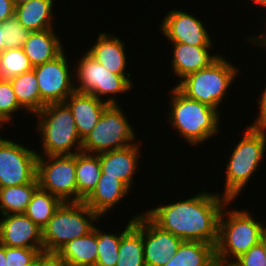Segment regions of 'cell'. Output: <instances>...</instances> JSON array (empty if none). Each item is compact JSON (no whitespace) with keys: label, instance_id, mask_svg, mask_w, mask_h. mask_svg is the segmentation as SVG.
Here are the masks:
<instances>
[{"label":"cell","instance_id":"obj_16","mask_svg":"<svg viewBox=\"0 0 266 266\" xmlns=\"http://www.w3.org/2000/svg\"><path fill=\"white\" fill-rule=\"evenodd\" d=\"M138 142L140 141L121 149L96 154L100 160L101 173H105V176L119 178L132 189L134 176L136 171L139 170V160H141L140 149L142 144Z\"/></svg>","mask_w":266,"mask_h":266},{"label":"cell","instance_id":"obj_34","mask_svg":"<svg viewBox=\"0 0 266 266\" xmlns=\"http://www.w3.org/2000/svg\"><path fill=\"white\" fill-rule=\"evenodd\" d=\"M43 251V248H20L6 246V266H26L32 263Z\"/></svg>","mask_w":266,"mask_h":266},{"label":"cell","instance_id":"obj_33","mask_svg":"<svg viewBox=\"0 0 266 266\" xmlns=\"http://www.w3.org/2000/svg\"><path fill=\"white\" fill-rule=\"evenodd\" d=\"M1 29L3 30L5 49L22 48L31 33L15 16L1 22Z\"/></svg>","mask_w":266,"mask_h":266},{"label":"cell","instance_id":"obj_9","mask_svg":"<svg viewBox=\"0 0 266 266\" xmlns=\"http://www.w3.org/2000/svg\"><path fill=\"white\" fill-rule=\"evenodd\" d=\"M124 113L120 103L109 105L96 126L82 140V152L99 154L137 143L139 138L136 139L137 134Z\"/></svg>","mask_w":266,"mask_h":266},{"label":"cell","instance_id":"obj_28","mask_svg":"<svg viewBox=\"0 0 266 266\" xmlns=\"http://www.w3.org/2000/svg\"><path fill=\"white\" fill-rule=\"evenodd\" d=\"M127 221L124 229L120 233H107L106 231L95 226V232L97 234V250L98 258L95 266H116L117 259L119 256L118 249L120 245L121 237L133 226V218Z\"/></svg>","mask_w":266,"mask_h":266},{"label":"cell","instance_id":"obj_15","mask_svg":"<svg viewBox=\"0 0 266 266\" xmlns=\"http://www.w3.org/2000/svg\"><path fill=\"white\" fill-rule=\"evenodd\" d=\"M0 244L8 247L43 248L42 229L24 213L2 215Z\"/></svg>","mask_w":266,"mask_h":266},{"label":"cell","instance_id":"obj_24","mask_svg":"<svg viewBox=\"0 0 266 266\" xmlns=\"http://www.w3.org/2000/svg\"><path fill=\"white\" fill-rule=\"evenodd\" d=\"M215 245L200 241H182L177 253L164 266H216Z\"/></svg>","mask_w":266,"mask_h":266},{"label":"cell","instance_id":"obj_12","mask_svg":"<svg viewBox=\"0 0 266 266\" xmlns=\"http://www.w3.org/2000/svg\"><path fill=\"white\" fill-rule=\"evenodd\" d=\"M67 59L63 51L55 59L33 68L45 104L64 102L75 91L74 69Z\"/></svg>","mask_w":266,"mask_h":266},{"label":"cell","instance_id":"obj_43","mask_svg":"<svg viewBox=\"0 0 266 266\" xmlns=\"http://www.w3.org/2000/svg\"><path fill=\"white\" fill-rule=\"evenodd\" d=\"M251 1L253 2L254 5L258 4L264 9L266 7V0H251Z\"/></svg>","mask_w":266,"mask_h":266},{"label":"cell","instance_id":"obj_18","mask_svg":"<svg viewBox=\"0 0 266 266\" xmlns=\"http://www.w3.org/2000/svg\"><path fill=\"white\" fill-rule=\"evenodd\" d=\"M64 102L72 112L81 140L92 131L103 111L109 106L92 94L77 91H74Z\"/></svg>","mask_w":266,"mask_h":266},{"label":"cell","instance_id":"obj_30","mask_svg":"<svg viewBox=\"0 0 266 266\" xmlns=\"http://www.w3.org/2000/svg\"><path fill=\"white\" fill-rule=\"evenodd\" d=\"M116 266H145L142 233L133 225L120 240Z\"/></svg>","mask_w":266,"mask_h":266},{"label":"cell","instance_id":"obj_7","mask_svg":"<svg viewBox=\"0 0 266 266\" xmlns=\"http://www.w3.org/2000/svg\"><path fill=\"white\" fill-rule=\"evenodd\" d=\"M98 219L102 218L83 201L62 202L42 229L44 253H57L71 240L91 232Z\"/></svg>","mask_w":266,"mask_h":266},{"label":"cell","instance_id":"obj_29","mask_svg":"<svg viewBox=\"0 0 266 266\" xmlns=\"http://www.w3.org/2000/svg\"><path fill=\"white\" fill-rule=\"evenodd\" d=\"M61 203L62 201L57 196L38 188L24 214L43 229Z\"/></svg>","mask_w":266,"mask_h":266},{"label":"cell","instance_id":"obj_36","mask_svg":"<svg viewBox=\"0 0 266 266\" xmlns=\"http://www.w3.org/2000/svg\"><path fill=\"white\" fill-rule=\"evenodd\" d=\"M265 89V90H264ZM260 96H258L257 105H259V113L257 117L253 119V122L248 126L255 129L266 130V87H264Z\"/></svg>","mask_w":266,"mask_h":266},{"label":"cell","instance_id":"obj_5","mask_svg":"<svg viewBox=\"0 0 266 266\" xmlns=\"http://www.w3.org/2000/svg\"><path fill=\"white\" fill-rule=\"evenodd\" d=\"M42 150L38 155H73L82 152L72 112L65 102L46 104L34 115Z\"/></svg>","mask_w":266,"mask_h":266},{"label":"cell","instance_id":"obj_8","mask_svg":"<svg viewBox=\"0 0 266 266\" xmlns=\"http://www.w3.org/2000/svg\"><path fill=\"white\" fill-rule=\"evenodd\" d=\"M81 55L74 67L75 91L92 94L109 105H118L115 96L133 89L131 75L112 73L87 51ZM103 96L108 98L105 100Z\"/></svg>","mask_w":266,"mask_h":266},{"label":"cell","instance_id":"obj_25","mask_svg":"<svg viewBox=\"0 0 266 266\" xmlns=\"http://www.w3.org/2000/svg\"><path fill=\"white\" fill-rule=\"evenodd\" d=\"M10 82L13 86L19 105L24 109V113L35 115L46 104L41 100L38 80L35 71L20 74L12 77Z\"/></svg>","mask_w":266,"mask_h":266},{"label":"cell","instance_id":"obj_47","mask_svg":"<svg viewBox=\"0 0 266 266\" xmlns=\"http://www.w3.org/2000/svg\"><path fill=\"white\" fill-rule=\"evenodd\" d=\"M216 266H230V265H220V264H217Z\"/></svg>","mask_w":266,"mask_h":266},{"label":"cell","instance_id":"obj_17","mask_svg":"<svg viewBox=\"0 0 266 266\" xmlns=\"http://www.w3.org/2000/svg\"><path fill=\"white\" fill-rule=\"evenodd\" d=\"M173 46L171 66L173 75L177 76L178 82L190 73L196 72L209 66L221 54H211L213 46H192L188 44L170 42Z\"/></svg>","mask_w":266,"mask_h":266},{"label":"cell","instance_id":"obj_40","mask_svg":"<svg viewBox=\"0 0 266 266\" xmlns=\"http://www.w3.org/2000/svg\"><path fill=\"white\" fill-rule=\"evenodd\" d=\"M6 246L0 244V266H6Z\"/></svg>","mask_w":266,"mask_h":266},{"label":"cell","instance_id":"obj_11","mask_svg":"<svg viewBox=\"0 0 266 266\" xmlns=\"http://www.w3.org/2000/svg\"><path fill=\"white\" fill-rule=\"evenodd\" d=\"M9 138L0 142V188L28 184L36 179L37 150Z\"/></svg>","mask_w":266,"mask_h":266},{"label":"cell","instance_id":"obj_35","mask_svg":"<svg viewBox=\"0 0 266 266\" xmlns=\"http://www.w3.org/2000/svg\"><path fill=\"white\" fill-rule=\"evenodd\" d=\"M230 266H266V257L261 244L251 247Z\"/></svg>","mask_w":266,"mask_h":266},{"label":"cell","instance_id":"obj_20","mask_svg":"<svg viewBox=\"0 0 266 266\" xmlns=\"http://www.w3.org/2000/svg\"><path fill=\"white\" fill-rule=\"evenodd\" d=\"M124 43L115 34L113 36L102 32L98 34L95 43L86 51L112 73L131 75L125 71L128 61Z\"/></svg>","mask_w":266,"mask_h":266},{"label":"cell","instance_id":"obj_3","mask_svg":"<svg viewBox=\"0 0 266 266\" xmlns=\"http://www.w3.org/2000/svg\"><path fill=\"white\" fill-rule=\"evenodd\" d=\"M232 203L234 201L227 202L219 218L215 250L216 261L220 265H231L251 247L259 244L261 233L266 227V222L263 224L262 220L254 218V211L252 213L247 209H234L229 206Z\"/></svg>","mask_w":266,"mask_h":266},{"label":"cell","instance_id":"obj_38","mask_svg":"<svg viewBox=\"0 0 266 266\" xmlns=\"http://www.w3.org/2000/svg\"><path fill=\"white\" fill-rule=\"evenodd\" d=\"M15 15L13 0H0V22L6 21Z\"/></svg>","mask_w":266,"mask_h":266},{"label":"cell","instance_id":"obj_46","mask_svg":"<svg viewBox=\"0 0 266 266\" xmlns=\"http://www.w3.org/2000/svg\"><path fill=\"white\" fill-rule=\"evenodd\" d=\"M0 129H3V127H0ZM1 132V130H0ZM4 138L0 136V142L3 140Z\"/></svg>","mask_w":266,"mask_h":266},{"label":"cell","instance_id":"obj_37","mask_svg":"<svg viewBox=\"0 0 266 266\" xmlns=\"http://www.w3.org/2000/svg\"><path fill=\"white\" fill-rule=\"evenodd\" d=\"M38 266H66V264L56 253L42 252L38 256Z\"/></svg>","mask_w":266,"mask_h":266},{"label":"cell","instance_id":"obj_10","mask_svg":"<svg viewBox=\"0 0 266 266\" xmlns=\"http://www.w3.org/2000/svg\"><path fill=\"white\" fill-rule=\"evenodd\" d=\"M36 178L39 188L62 202H77L76 154L38 155Z\"/></svg>","mask_w":266,"mask_h":266},{"label":"cell","instance_id":"obj_1","mask_svg":"<svg viewBox=\"0 0 266 266\" xmlns=\"http://www.w3.org/2000/svg\"><path fill=\"white\" fill-rule=\"evenodd\" d=\"M229 200L218 192L202 190L194 196L144 211L162 229L182 241L218 242L219 218Z\"/></svg>","mask_w":266,"mask_h":266},{"label":"cell","instance_id":"obj_6","mask_svg":"<svg viewBox=\"0 0 266 266\" xmlns=\"http://www.w3.org/2000/svg\"><path fill=\"white\" fill-rule=\"evenodd\" d=\"M239 69L220 55L209 66L184 77L175 87L187 98L205 103L220 112L228 89L240 75Z\"/></svg>","mask_w":266,"mask_h":266},{"label":"cell","instance_id":"obj_13","mask_svg":"<svg viewBox=\"0 0 266 266\" xmlns=\"http://www.w3.org/2000/svg\"><path fill=\"white\" fill-rule=\"evenodd\" d=\"M142 233L145 266H164L177 253L182 240L158 226L144 211L133 218Z\"/></svg>","mask_w":266,"mask_h":266},{"label":"cell","instance_id":"obj_21","mask_svg":"<svg viewBox=\"0 0 266 266\" xmlns=\"http://www.w3.org/2000/svg\"><path fill=\"white\" fill-rule=\"evenodd\" d=\"M60 36L54 28L33 31L27 37L22 49L33 67L51 61L64 50Z\"/></svg>","mask_w":266,"mask_h":266},{"label":"cell","instance_id":"obj_23","mask_svg":"<svg viewBox=\"0 0 266 266\" xmlns=\"http://www.w3.org/2000/svg\"><path fill=\"white\" fill-rule=\"evenodd\" d=\"M56 254L66 266H95L98 258L95 226L91 232L65 244Z\"/></svg>","mask_w":266,"mask_h":266},{"label":"cell","instance_id":"obj_32","mask_svg":"<svg viewBox=\"0 0 266 266\" xmlns=\"http://www.w3.org/2000/svg\"><path fill=\"white\" fill-rule=\"evenodd\" d=\"M21 110L24 109L19 105L10 80L0 79V127L10 124L13 114Z\"/></svg>","mask_w":266,"mask_h":266},{"label":"cell","instance_id":"obj_45","mask_svg":"<svg viewBox=\"0 0 266 266\" xmlns=\"http://www.w3.org/2000/svg\"><path fill=\"white\" fill-rule=\"evenodd\" d=\"M26 266H38V257L32 263H30Z\"/></svg>","mask_w":266,"mask_h":266},{"label":"cell","instance_id":"obj_39","mask_svg":"<svg viewBox=\"0 0 266 266\" xmlns=\"http://www.w3.org/2000/svg\"><path fill=\"white\" fill-rule=\"evenodd\" d=\"M263 19L266 20V16ZM263 27H266V23L263 25ZM245 38V41H249L248 43L254 44L255 47H261V49L263 48V50H266V28L265 31L262 33L260 32L259 35L255 34L251 36H245Z\"/></svg>","mask_w":266,"mask_h":266},{"label":"cell","instance_id":"obj_22","mask_svg":"<svg viewBox=\"0 0 266 266\" xmlns=\"http://www.w3.org/2000/svg\"><path fill=\"white\" fill-rule=\"evenodd\" d=\"M54 0H30L15 6V17L31 32L54 28Z\"/></svg>","mask_w":266,"mask_h":266},{"label":"cell","instance_id":"obj_4","mask_svg":"<svg viewBox=\"0 0 266 266\" xmlns=\"http://www.w3.org/2000/svg\"><path fill=\"white\" fill-rule=\"evenodd\" d=\"M246 126L242 139L229 153V159L224 162L227 163L225 187L220 195L229 201H236L240 193L245 190L249 180L257 173V169H260L266 154V130Z\"/></svg>","mask_w":266,"mask_h":266},{"label":"cell","instance_id":"obj_27","mask_svg":"<svg viewBox=\"0 0 266 266\" xmlns=\"http://www.w3.org/2000/svg\"><path fill=\"white\" fill-rule=\"evenodd\" d=\"M38 188L37 178L28 184L0 188L1 215L25 213L34 192Z\"/></svg>","mask_w":266,"mask_h":266},{"label":"cell","instance_id":"obj_19","mask_svg":"<svg viewBox=\"0 0 266 266\" xmlns=\"http://www.w3.org/2000/svg\"><path fill=\"white\" fill-rule=\"evenodd\" d=\"M129 192L131 189L119 178L101 173L95 189L83 202L101 218H107L109 211L119 205Z\"/></svg>","mask_w":266,"mask_h":266},{"label":"cell","instance_id":"obj_14","mask_svg":"<svg viewBox=\"0 0 266 266\" xmlns=\"http://www.w3.org/2000/svg\"><path fill=\"white\" fill-rule=\"evenodd\" d=\"M160 31L168 42H178L192 46H212L209 28L196 16L181 9H171L162 19Z\"/></svg>","mask_w":266,"mask_h":266},{"label":"cell","instance_id":"obj_41","mask_svg":"<svg viewBox=\"0 0 266 266\" xmlns=\"http://www.w3.org/2000/svg\"><path fill=\"white\" fill-rule=\"evenodd\" d=\"M261 246L264 249L265 257H266V227L263 229L261 236H260V242Z\"/></svg>","mask_w":266,"mask_h":266},{"label":"cell","instance_id":"obj_42","mask_svg":"<svg viewBox=\"0 0 266 266\" xmlns=\"http://www.w3.org/2000/svg\"><path fill=\"white\" fill-rule=\"evenodd\" d=\"M5 50V43L3 40V30L1 29V22H0V54Z\"/></svg>","mask_w":266,"mask_h":266},{"label":"cell","instance_id":"obj_26","mask_svg":"<svg viewBox=\"0 0 266 266\" xmlns=\"http://www.w3.org/2000/svg\"><path fill=\"white\" fill-rule=\"evenodd\" d=\"M100 176V160L96 154H76L77 202L84 201L92 193Z\"/></svg>","mask_w":266,"mask_h":266},{"label":"cell","instance_id":"obj_2","mask_svg":"<svg viewBox=\"0 0 266 266\" xmlns=\"http://www.w3.org/2000/svg\"><path fill=\"white\" fill-rule=\"evenodd\" d=\"M167 119L187 144L199 147L220 132L222 114L205 103L187 98L176 87L170 89Z\"/></svg>","mask_w":266,"mask_h":266},{"label":"cell","instance_id":"obj_31","mask_svg":"<svg viewBox=\"0 0 266 266\" xmlns=\"http://www.w3.org/2000/svg\"><path fill=\"white\" fill-rule=\"evenodd\" d=\"M33 68L22 48L5 49L0 54V79L10 80Z\"/></svg>","mask_w":266,"mask_h":266},{"label":"cell","instance_id":"obj_44","mask_svg":"<svg viewBox=\"0 0 266 266\" xmlns=\"http://www.w3.org/2000/svg\"><path fill=\"white\" fill-rule=\"evenodd\" d=\"M28 1H30V0H13L15 6L21 5V4L26 3Z\"/></svg>","mask_w":266,"mask_h":266}]
</instances>
